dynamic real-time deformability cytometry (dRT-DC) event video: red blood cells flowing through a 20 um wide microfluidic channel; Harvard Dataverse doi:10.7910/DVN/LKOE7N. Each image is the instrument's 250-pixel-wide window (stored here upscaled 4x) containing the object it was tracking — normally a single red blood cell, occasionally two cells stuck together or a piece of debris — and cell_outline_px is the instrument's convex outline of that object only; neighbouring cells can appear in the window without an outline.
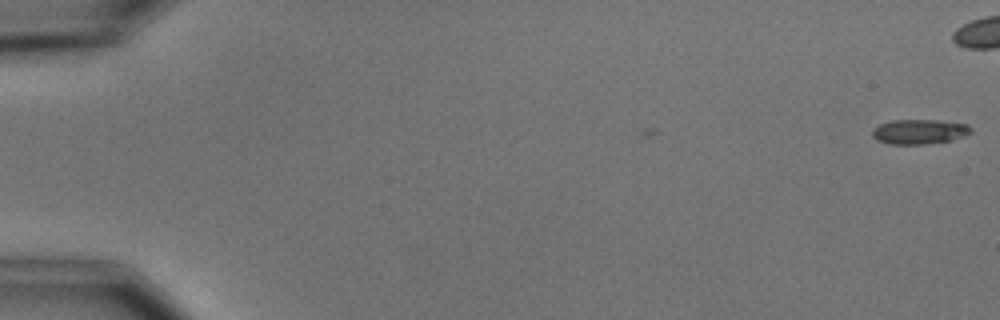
{"species": "common noctule bat (a hibernating species)", "species_latin": "Nyctalus noctula", "temperature_condition": "cold", "stored_images_in_passage": 8, "camera_frame_rate_fps": 3000, "um_per_image_px": 0.085, "animal": {"sex": "male", "body_mass_g": 15.6}, "frame": {"image": 1, "passage_image": 1, "time_ms": 0.0, "image_size_px": [1000, 320], "cell_outline_px": [[972, 132], [964, 136], [948, 140], [924, 144], [888, 144], [876, 140], [872, 136], [872, 128], [880, 124], [892, 120], [936, 120], [968, 124], [972, 128]], "centroid_in_image_um": [78.11, 11.18], "position_along_channel_um": 6.9, "area_um2": 14.22}}